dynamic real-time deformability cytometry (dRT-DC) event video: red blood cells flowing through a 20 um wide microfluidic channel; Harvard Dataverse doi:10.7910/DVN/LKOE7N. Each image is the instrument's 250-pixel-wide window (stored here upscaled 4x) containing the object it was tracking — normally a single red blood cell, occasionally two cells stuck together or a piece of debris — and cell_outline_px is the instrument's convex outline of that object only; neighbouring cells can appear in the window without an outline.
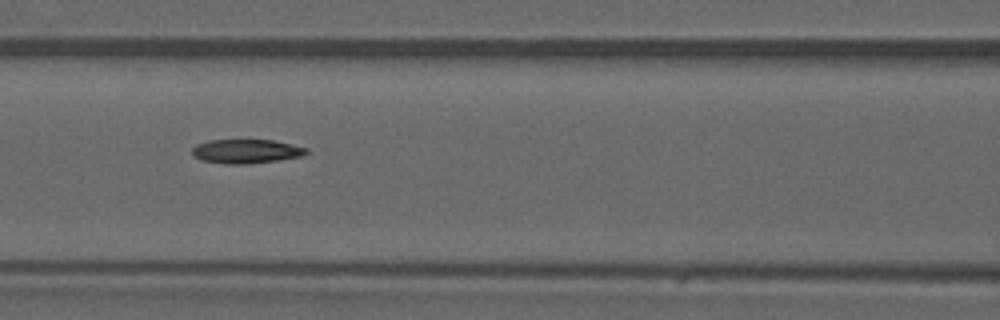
{"species": "common noctule bat (a hibernating species)", "species_latin": "Nyctalus noctula", "temperature_condition": "warm", "stored_images_in_passage": 38, "camera_frame_rate_fps": 3000, "um_per_image_px": 0.085, "animal": {"sex": "male", "forearm_length_mm": 52.5}, "frame": {"image": 1, "passage_image": 17, "time_ms": 5.333, "image_size_px": [1000, 320], "cell_outline_px": [[308, 152], [304, 156], [248, 164], [224, 164], [200, 160], [192, 156], [192, 148], [196, 144], [208, 140], [272, 140], [308, 148]], "centroid_in_image_um": [20.88, 12.86], "position_along_channel_um": 145.7, "area_um2": 16.13}}